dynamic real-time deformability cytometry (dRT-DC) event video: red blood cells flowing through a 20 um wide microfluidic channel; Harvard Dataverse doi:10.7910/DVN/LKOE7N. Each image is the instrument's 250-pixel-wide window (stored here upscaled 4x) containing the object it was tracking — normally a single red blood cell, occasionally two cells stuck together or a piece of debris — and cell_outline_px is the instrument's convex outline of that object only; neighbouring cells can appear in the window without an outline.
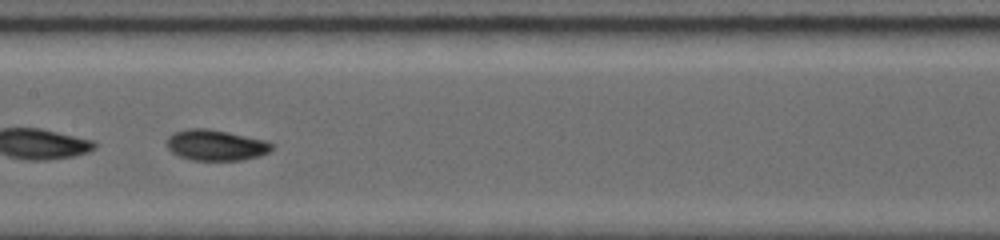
{"species": "common noctule bat (a hibernating species)", "species_latin": "Nyctalus noctula", "temperature_condition": "room temperature", "stored_images_in_passage": 12, "camera_frame_rate_fps": 5000, "um_per_image_px": 0.085, "animal": {"sex": "female", "body_mass_g": 19.0, "forearm_length_mm": 56.7}, "frame": {"image": 1, "passage_image": 7, "time_ms": 3.6, "image_size_px": [1000, 240], "cell_outline_px": [[272, 148], [268, 152], [260, 156], [240, 160], [192, 160], [180, 156], [172, 152], [168, 148], [168, 140], [176, 132], [192, 128], [204, 128], [224, 132], [260, 140], [272, 144]], "centroid_in_image_um": [18.33, 12.36], "position_along_channel_um": 189.1, "area_um2": 18.03}}
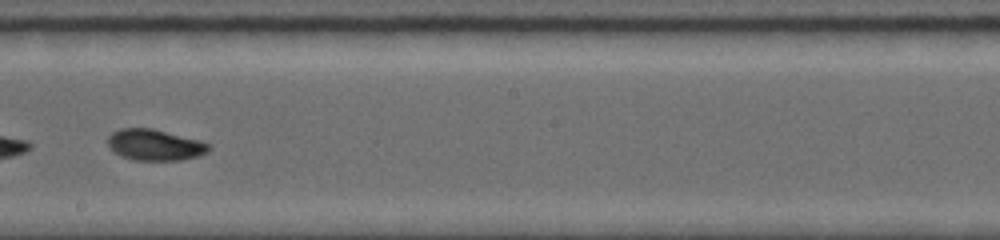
{"frame": {"image": 2, "passage_image": 9, "time_ms": 4.8, "image_size_px": [1000, 240], "cell_outline_px": [[212, 148], [208, 152], [200, 156], [180, 160], [136, 160], [120, 156], [112, 152], [108, 148], [108, 136], [112, 132], [120, 128], [152, 128], [200, 140], [212, 144]], "centroid_in_image_um": [13.17, 12.32], "position_along_channel_um": 235.0, "area_um2": 18.67}}